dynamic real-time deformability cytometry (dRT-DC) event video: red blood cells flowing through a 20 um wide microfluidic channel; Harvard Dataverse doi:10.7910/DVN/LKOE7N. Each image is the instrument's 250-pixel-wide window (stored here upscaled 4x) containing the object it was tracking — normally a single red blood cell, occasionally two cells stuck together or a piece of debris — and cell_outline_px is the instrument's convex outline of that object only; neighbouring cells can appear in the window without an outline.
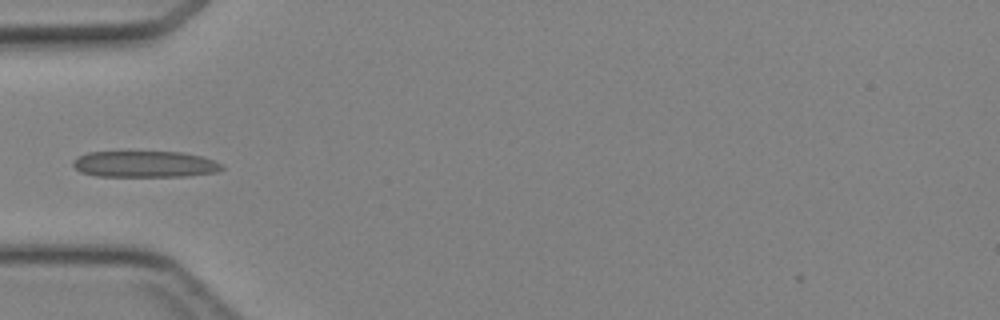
{"species": "Egyptian fruit bat (a non-hibernating species)", "species_latin": "Rousettus aegyptiacus", "temperature_condition": "cold", "stored_images_in_passage": 26, "camera_frame_rate_fps": 3000, "um_per_image_px": 0.085, "animal": {"sex": "female"}, "frame": {"image": 1, "passage_image": 1, "time_ms": 0.0, "image_size_px": [1000, 320], "cell_outline_px": [[224, 168], [216, 172], [184, 176], [96, 176], [80, 172], [72, 164], [72, 160], [76, 156], [88, 152], [180, 152], [200, 156], [212, 160], [220, 164]], "centroid_in_image_um": [12.24, 13.95], "position_along_channel_um": 72.8, "area_um2": 22.72}}
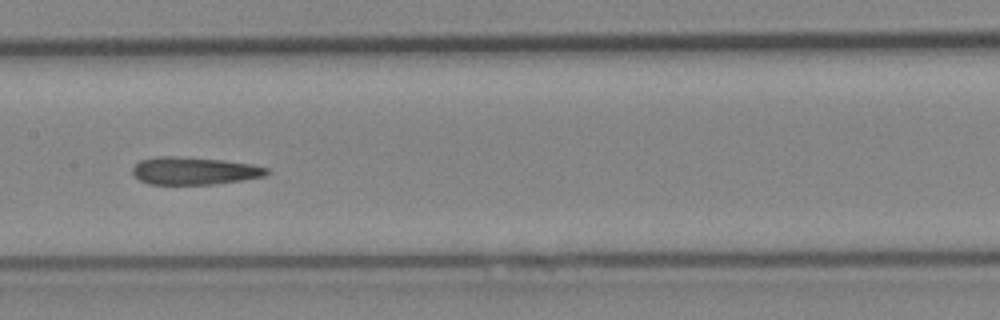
{"frame": {"image": 2, "passage_image": 9, "time_ms": 2.667, "image_size_px": [1000, 320], "cell_outline_px": [[272, 172], [264, 176], [240, 180], [212, 184], [148, 184], [140, 180], [132, 172], [132, 168], [140, 160], [156, 156], [176, 156], [224, 160], [252, 164], [268, 168]], "centroid_in_image_um": [16.51, 14.51], "position_along_channel_um": 190.9, "area_um2": 21.56}}
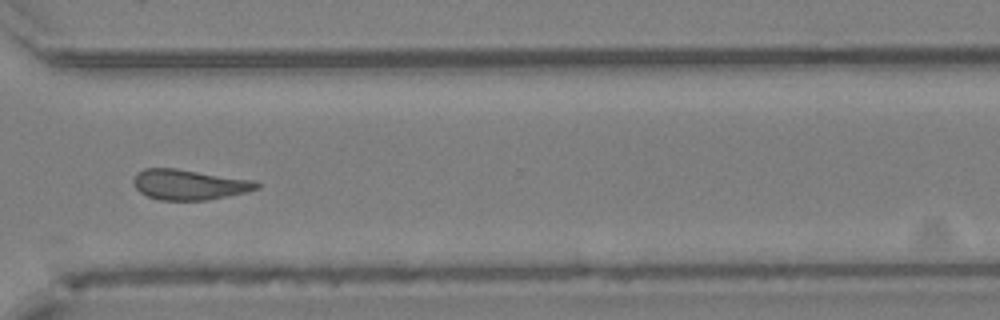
{"frame": {"image": 3, "passage_image": 20, "time_ms": 6.333, "image_size_px": [1000, 320], "cell_outline_px": [[260, 188], [248, 192], [208, 200], [160, 200], [148, 196], [140, 192], [136, 188], [132, 180], [136, 172], [144, 168], [176, 168], [256, 180], [260, 184]], "centroid_in_image_um": [16.11, 15.68], "position_along_channel_um": 354.5, "area_um2": 22.08}}